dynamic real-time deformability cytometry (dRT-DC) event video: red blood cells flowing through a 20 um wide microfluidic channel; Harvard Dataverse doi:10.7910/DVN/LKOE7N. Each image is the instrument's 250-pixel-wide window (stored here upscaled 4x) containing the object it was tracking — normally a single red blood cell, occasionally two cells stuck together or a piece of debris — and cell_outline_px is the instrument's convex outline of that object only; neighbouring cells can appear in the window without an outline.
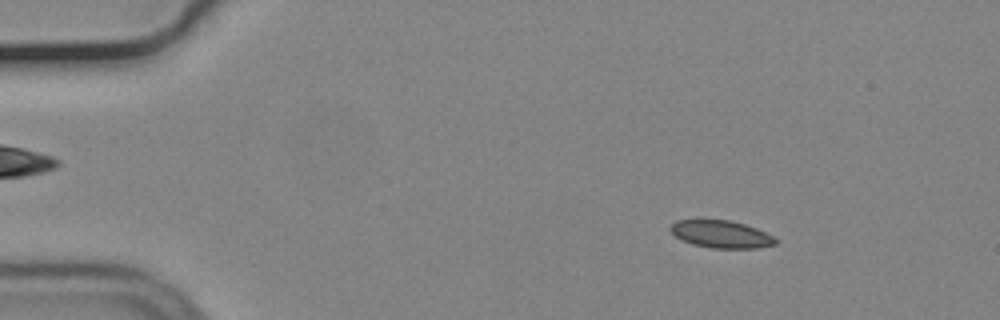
{"species": "common noctule bat (a hibernating species)", "species_latin": "Nyctalus noctula", "temperature_condition": "cold", "stored_images_in_passage": 56, "camera_frame_rate_fps": 3000, "um_per_image_px": 0.085, "animal": {"sex": "male", "body_mass_g": 19.2, "forearm_length_mm": 51.8}, "frame": {"image": 1, "passage_image": 8, "time_ms": 2.333, "image_size_px": [1000, 320], "cell_outline_px": [[780, 240], [776, 244], [756, 248], [712, 248], [692, 244], [680, 240], [668, 228], [676, 220], [732, 220], [756, 228]], "centroid_in_image_um": [61.29, 19.91], "position_along_channel_um": 23.7, "area_um2": 16.82}}
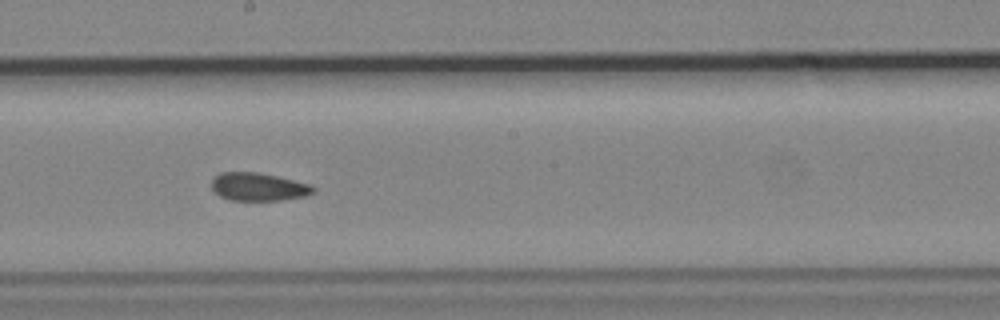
{"frame": {"image": 2, "passage_image": 31, "time_ms": 10.0, "image_size_px": [1000, 320], "cell_outline_px": [[316, 188], [312, 192], [304, 196], [280, 200], [232, 200], [220, 196], [212, 188], [212, 180], [220, 172], [260, 172], [308, 184]], "centroid_in_image_um": [21.93, 15.87], "position_along_channel_um": 226.3, "area_um2": 16.3}}
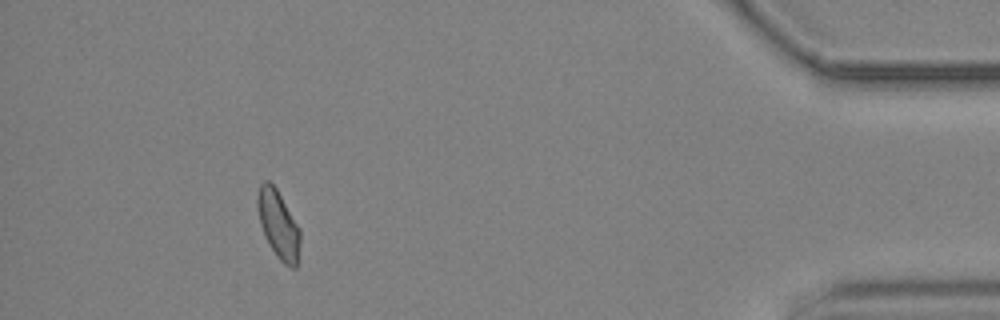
{"frame": {"image": 3, "passage_image": 51, "time_ms": 16.667, "image_size_px": [1000, 320], "cell_outline_px": [[300, 240], [296, 268], [292, 268], [284, 264], [276, 256], [264, 236], [260, 224], [256, 204], [256, 196], [260, 184], [264, 180], [268, 180], [276, 188], [300, 228]], "centroid_in_image_um": [23.64, 19.07], "position_along_channel_um": 411.6, "area_um2": 16.99}, "authors_computed_cell_mechanics": {"area_um2": 17.1666, "velocity_mm_per_s": 3.6789, "shape_relaxation_time_tau1_ms": null, "shape_relaxation_time_tau2_ms": 3.0383, "deformation_change_tau1": null, "deformation_change_tau2": 0.0642}}